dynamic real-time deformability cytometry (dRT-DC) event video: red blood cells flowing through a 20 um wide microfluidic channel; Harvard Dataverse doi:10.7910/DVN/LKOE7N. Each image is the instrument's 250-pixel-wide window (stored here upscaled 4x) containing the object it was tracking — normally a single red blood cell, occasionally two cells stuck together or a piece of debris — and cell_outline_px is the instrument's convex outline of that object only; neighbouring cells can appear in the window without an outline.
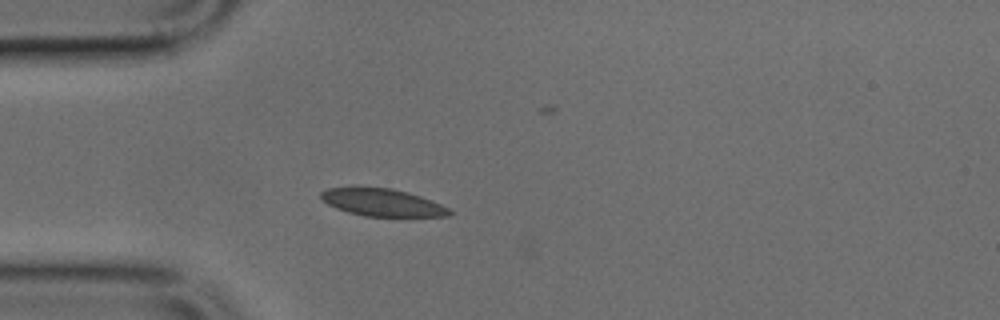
{"species": "common noctule bat (a hibernating species)", "species_latin": "Nyctalus noctula", "temperature_condition": "cold", "stored_images_in_passage": 3, "camera_frame_rate_fps": 3000, "um_per_image_px": 0.085, "animal": {"sex": "male", "body_mass_g": 17.9, "forearm_length_mm": 54.2}, "frame": {"image": 1, "passage_image": 3, "time_ms": 0.667, "image_size_px": [1000, 320], "cell_outline_px": [[452, 212], [448, 216], [364, 216], [348, 212], [336, 208], [320, 200], [320, 192], [328, 188], [352, 184], [392, 188], [408, 192], [432, 200], [448, 208]], "centroid_in_image_um": [32.38, 17.15], "position_along_channel_um": 52.6, "area_um2": 21.21}}